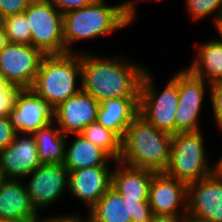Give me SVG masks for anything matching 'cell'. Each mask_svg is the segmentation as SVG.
Wrapping results in <instances>:
<instances>
[{
  "mask_svg": "<svg viewBox=\"0 0 222 222\" xmlns=\"http://www.w3.org/2000/svg\"><path fill=\"white\" fill-rule=\"evenodd\" d=\"M115 171L112 172L111 186L124 199H148L151 179L156 173L149 169L135 168L116 161Z\"/></svg>",
  "mask_w": 222,
  "mask_h": 222,
  "instance_id": "20",
  "label": "cell"
},
{
  "mask_svg": "<svg viewBox=\"0 0 222 222\" xmlns=\"http://www.w3.org/2000/svg\"><path fill=\"white\" fill-rule=\"evenodd\" d=\"M197 57L188 68L208 84L222 81V42L211 40L198 46Z\"/></svg>",
  "mask_w": 222,
  "mask_h": 222,
  "instance_id": "22",
  "label": "cell"
},
{
  "mask_svg": "<svg viewBox=\"0 0 222 222\" xmlns=\"http://www.w3.org/2000/svg\"><path fill=\"white\" fill-rule=\"evenodd\" d=\"M1 25L9 43L31 45V30L24 12L4 17Z\"/></svg>",
  "mask_w": 222,
  "mask_h": 222,
  "instance_id": "25",
  "label": "cell"
},
{
  "mask_svg": "<svg viewBox=\"0 0 222 222\" xmlns=\"http://www.w3.org/2000/svg\"><path fill=\"white\" fill-rule=\"evenodd\" d=\"M118 57L81 54V90L98 102L107 98H139L145 68Z\"/></svg>",
  "mask_w": 222,
  "mask_h": 222,
  "instance_id": "1",
  "label": "cell"
},
{
  "mask_svg": "<svg viewBox=\"0 0 222 222\" xmlns=\"http://www.w3.org/2000/svg\"><path fill=\"white\" fill-rule=\"evenodd\" d=\"M185 5L193 20L203 19L214 11L218 13L214 22L217 24L222 20V0H186Z\"/></svg>",
  "mask_w": 222,
  "mask_h": 222,
  "instance_id": "26",
  "label": "cell"
},
{
  "mask_svg": "<svg viewBox=\"0 0 222 222\" xmlns=\"http://www.w3.org/2000/svg\"><path fill=\"white\" fill-rule=\"evenodd\" d=\"M205 154L200 130L172 134L170 160L164 173L187 185L203 179L214 172Z\"/></svg>",
  "mask_w": 222,
  "mask_h": 222,
  "instance_id": "5",
  "label": "cell"
},
{
  "mask_svg": "<svg viewBox=\"0 0 222 222\" xmlns=\"http://www.w3.org/2000/svg\"><path fill=\"white\" fill-rule=\"evenodd\" d=\"M31 30V45L45 55L66 54L63 14L47 0L30 1L24 11Z\"/></svg>",
  "mask_w": 222,
  "mask_h": 222,
  "instance_id": "7",
  "label": "cell"
},
{
  "mask_svg": "<svg viewBox=\"0 0 222 222\" xmlns=\"http://www.w3.org/2000/svg\"><path fill=\"white\" fill-rule=\"evenodd\" d=\"M22 136L17 133L14 141L0 151L3 179L20 180L42 164L33 135L22 133Z\"/></svg>",
  "mask_w": 222,
  "mask_h": 222,
  "instance_id": "13",
  "label": "cell"
},
{
  "mask_svg": "<svg viewBox=\"0 0 222 222\" xmlns=\"http://www.w3.org/2000/svg\"><path fill=\"white\" fill-rule=\"evenodd\" d=\"M187 196V184L164 172L153 175L148 198L153 215L180 216L178 209L181 203L184 206L183 212H187Z\"/></svg>",
  "mask_w": 222,
  "mask_h": 222,
  "instance_id": "16",
  "label": "cell"
},
{
  "mask_svg": "<svg viewBox=\"0 0 222 222\" xmlns=\"http://www.w3.org/2000/svg\"><path fill=\"white\" fill-rule=\"evenodd\" d=\"M80 135L108 153L114 162L120 160L122 139L115 132L104 128L96 121L87 125Z\"/></svg>",
  "mask_w": 222,
  "mask_h": 222,
  "instance_id": "24",
  "label": "cell"
},
{
  "mask_svg": "<svg viewBox=\"0 0 222 222\" xmlns=\"http://www.w3.org/2000/svg\"><path fill=\"white\" fill-rule=\"evenodd\" d=\"M30 0H0V17L22 13L25 11Z\"/></svg>",
  "mask_w": 222,
  "mask_h": 222,
  "instance_id": "29",
  "label": "cell"
},
{
  "mask_svg": "<svg viewBox=\"0 0 222 222\" xmlns=\"http://www.w3.org/2000/svg\"><path fill=\"white\" fill-rule=\"evenodd\" d=\"M178 105L175 115V133L199 131V113L205 95V80L189 69L177 72Z\"/></svg>",
  "mask_w": 222,
  "mask_h": 222,
  "instance_id": "11",
  "label": "cell"
},
{
  "mask_svg": "<svg viewBox=\"0 0 222 222\" xmlns=\"http://www.w3.org/2000/svg\"><path fill=\"white\" fill-rule=\"evenodd\" d=\"M54 124L52 121L32 133L42 164H63L65 159L67 136Z\"/></svg>",
  "mask_w": 222,
  "mask_h": 222,
  "instance_id": "23",
  "label": "cell"
},
{
  "mask_svg": "<svg viewBox=\"0 0 222 222\" xmlns=\"http://www.w3.org/2000/svg\"><path fill=\"white\" fill-rule=\"evenodd\" d=\"M172 134L157 129L138 115L128 126L122 139L120 162L156 173L168 167Z\"/></svg>",
  "mask_w": 222,
  "mask_h": 222,
  "instance_id": "3",
  "label": "cell"
},
{
  "mask_svg": "<svg viewBox=\"0 0 222 222\" xmlns=\"http://www.w3.org/2000/svg\"><path fill=\"white\" fill-rule=\"evenodd\" d=\"M187 219L222 222V176L212 173L188 184Z\"/></svg>",
  "mask_w": 222,
  "mask_h": 222,
  "instance_id": "10",
  "label": "cell"
},
{
  "mask_svg": "<svg viewBox=\"0 0 222 222\" xmlns=\"http://www.w3.org/2000/svg\"><path fill=\"white\" fill-rule=\"evenodd\" d=\"M17 132L11 125L8 116H0V151L9 146Z\"/></svg>",
  "mask_w": 222,
  "mask_h": 222,
  "instance_id": "30",
  "label": "cell"
},
{
  "mask_svg": "<svg viewBox=\"0 0 222 222\" xmlns=\"http://www.w3.org/2000/svg\"><path fill=\"white\" fill-rule=\"evenodd\" d=\"M8 117L15 131L20 134H32L54 120L53 109L30 88L19 91L15 107Z\"/></svg>",
  "mask_w": 222,
  "mask_h": 222,
  "instance_id": "14",
  "label": "cell"
},
{
  "mask_svg": "<svg viewBox=\"0 0 222 222\" xmlns=\"http://www.w3.org/2000/svg\"><path fill=\"white\" fill-rule=\"evenodd\" d=\"M88 216L92 222H150L154 215L148 199H124L111 186Z\"/></svg>",
  "mask_w": 222,
  "mask_h": 222,
  "instance_id": "9",
  "label": "cell"
},
{
  "mask_svg": "<svg viewBox=\"0 0 222 222\" xmlns=\"http://www.w3.org/2000/svg\"><path fill=\"white\" fill-rule=\"evenodd\" d=\"M7 35L3 26L0 24V51L8 44Z\"/></svg>",
  "mask_w": 222,
  "mask_h": 222,
  "instance_id": "34",
  "label": "cell"
},
{
  "mask_svg": "<svg viewBox=\"0 0 222 222\" xmlns=\"http://www.w3.org/2000/svg\"><path fill=\"white\" fill-rule=\"evenodd\" d=\"M135 13L133 1L110 6L105 0H95L84 8L63 14V38L67 53H77L71 49L72 42L105 36L129 26Z\"/></svg>",
  "mask_w": 222,
  "mask_h": 222,
  "instance_id": "2",
  "label": "cell"
},
{
  "mask_svg": "<svg viewBox=\"0 0 222 222\" xmlns=\"http://www.w3.org/2000/svg\"><path fill=\"white\" fill-rule=\"evenodd\" d=\"M208 86H210L215 122L222 131V81L212 83Z\"/></svg>",
  "mask_w": 222,
  "mask_h": 222,
  "instance_id": "28",
  "label": "cell"
},
{
  "mask_svg": "<svg viewBox=\"0 0 222 222\" xmlns=\"http://www.w3.org/2000/svg\"><path fill=\"white\" fill-rule=\"evenodd\" d=\"M217 30H218V33L220 34L219 36L221 37V42H222V20L220 22H218L217 24H215Z\"/></svg>",
  "mask_w": 222,
  "mask_h": 222,
  "instance_id": "36",
  "label": "cell"
},
{
  "mask_svg": "<svg viewBox=\"0 0 222 222\" xmlns=\"http://www.w3.org/2000/svg\"><path fill=\"white\" fill-rule=\"evenodd\" d=\"M53 4L62 14L72 10L84 8L92 4L95 0H47Z\"/></svg>",
  "mask_w": 222,
  "mask_h": 222,
  "instance_id": "31",
  "label": "cell"
},
{
  "mask_svg": "<svg viewBox=\"0 0 222 222\" xmlns=\"http://www.w3.org/2000/svg\"><path fill=\"white\" fill-rule=\"evenodd\" d=\"M21 180L4 179L0 184V222H38L28 191Z\"/></svg>",
  "mask_w": 222,
  "mask_h": 222,
  "instance_id": "18",
  "label": "cell"
},
{
  "mask_svg": "<svg viewBox=\"0 0 222 222\" xmlns=\"http://www.w3.org/2000/svg\"><path fill=\"white\" fill-rule=\"evenodd\" d=\"M81 77V51L61 55H46L30 88L52 108L81 91L76 77Z\"/></svg>",
  "mask_w": 222,
  "mask_h": 222,
  "instance_id": "4",
  "label": "cell"
},
{
  "mask_svg": "<svg viewBox=\"0 0 222 222\" xmlns=\"http://www.w3.org/2000/svg\"><path fill=\"white\" fill-rule=\"evenodd\" d=\"M21 89L0 77V116H9L15 107V101Z\"/></svg>",
  "mask_w": 222,
  "mask_h": 222,
  "instance_id": "27",
  "label": "cell"
},
{
  "mask_svg": "<svg viewBox=\"0 0 222 222\" xmlns=\"http://www.w3.org/2000/svg\"><path fill=\"white\" fill-rule=\"evenodd\" d=\"M45 56L32 45L8 43L0 51V77L22 89L31 88Z\"/></svg>",
  "mask_w": 222,
  "mask_h": 222,
  "instance_id": "8",
  "label": "cell"
},
{
  "mask_svg": "<svg viewBox=\"0 0 222 222\" xmlns=\"http://www.w3.org/2000/svg\"><path fill=\"white\" fill-rule=\"evenodd\" d=\"M82 222H92V221L88 218L86 221L82 220Z\"/></svg>",
  "mask_w": 222,
  "mask_h": 222,
  "instance_id": "38",
  "label": "cell"
},
{
  "mask_svg": "<svg viewBox=\"0 0 222 222\" xmlns=\"http://www.w3.org/2000/svg\"><path fill=\"white\" fill-rule=\"evenodd\" d=\"M152 75L145 70L140 86L139 115L151 125L170 134H175V115L178 105L177 73L158 92Z\"/></svg>",
  "mask_w": 222,
  "mask_h": 222,
  "instance_id": "6",
  "label": "cell"
},
{
  "mask_svg": "<svg viewBox=\"0 0 222 222\" xmlns=\"http://www.w3.org/2000/svg\"><path fill=\"white\" fill-rule=\"evenodd\" d=\"M99 102L82 90L53 109L54 122L65 136L80 134L89 124L97 121Z\"/></svg>",
  "mask_w": 222,
  "mask_h": 222,
  "instance_id": "15",
  "label": "cell"
},
{
  "mask_svg": "<svg viewBox=\"0 0 222 222\" xmlns=\"http://www.w3.org/2000/svg\"><path fill=\"white\" fill-rule=\"evenodd\" d=\"M4 179H3V176H2V173H1V170H0V184H1V182L3 181Z\"/></svg>",
  "mask_w": 222,
  "mask_h": 222,
  "instance_id": "37",
  "label": "cell"
},
{
  "mask_svg": "<svg viewBox=\"0 0 222 222\" xmlns=\"http://www.w3.org/2000/svg\"><path fill=\"white\" fill-rule=\"evenodd\" d=\"M68 175L69 171L63 164L51 163L41 164L28 175L32 178L26 188L37 213L41 208L54 203L66 191Z\"/></svg>",
  "mask_w": 222,
  "mask_h": 222,
  "instance_id": "12",
  "label": "cell"
},
{
  "mask_svg": "<svg viewBox=\"0 0 222 222\" xmlns=\"http://www.w3.org/2000/svg\"><path fill=\"white\" fill-rule=\"evenodd\" d=\"M213 167H214V173L222 176V157L219 159L217 164H215V166L213 165Z\"/></svg>",
  "mask_w": 222,
  "mask_h": 222,
  "instance_id": "35",
  "label": "cell"
},
{
  "mask_svg": "<svg viewBox=\"0 0 222 222\" xmlns=\"http://www.w3.org/2000/svg\"><path fill=\"white\" fill-rule=\"evenodd\" d=\"M108 166L85 167L70 171L68 191L88 204L89 210L99 201L112 184V172Z\"/></svg>",
  "mask_w": 222,
  "mask_h": 222,
  "instance_id": "17",
  "label": "cell"
},
{
  "mask_svg": "<svg viewBox=\"0 0 222 222\" xmlns=\"http://www.w3.org/2000/svg\"><path fill=\"white\" fill-rule=\"evenodd\" d=\"M43 221L38 222H82V219L79 218L77 215H61L56 217H51L47 219H42Z\"/></svg>",
  "mask_w": 222,
  "mask_h": 222,
  "instance_id": "33",
  "label": "cell"
},
{
  "mask_svg": "<svg viewBox=\"0 0 222 222\" xmlns=\"http://www.w3.org/2000/svg\"><path fill=\"white\" fill-rule=\"evenodd\" d=\"M139 115V98H107L99 102L97 122L121 139L127 126Z\"/></svg>",
  "mask_w": 222,
  "mask_h": 222,
  "instance_id": "19",
  "label": "cell"
},
{
  "mask_svg": "<svg viewBox=\"0 0 222 222\" xmlns=\"http://www.w3.org/2000/svg\"><path fill=\"white\" fill-rule=\"evenodd\" d=\"M187 212L181 213V216L154 215L150 222H185Z\"/></svg>",
  "mask_w": 222,
  "mask_h": 222,
  "instance_id": "32",
  "label": "cell"
},
{
  "mask_svg": "<svg viewBox=\"0 0 222 222\" xmlns=\"http://www.w3.org/2000/svg\"><path fill=\"white\" fill-rule=\"evenodd\" d=\"M74 141L65 150L63 165L70 172L85 167L107 166L112 157L100 147L76 134Z\"/></svg>",
  "mask_w": 222,
  "mask_h": 222,
  "instance_id": "21",
  "label": "cell"
}]
</instances>
